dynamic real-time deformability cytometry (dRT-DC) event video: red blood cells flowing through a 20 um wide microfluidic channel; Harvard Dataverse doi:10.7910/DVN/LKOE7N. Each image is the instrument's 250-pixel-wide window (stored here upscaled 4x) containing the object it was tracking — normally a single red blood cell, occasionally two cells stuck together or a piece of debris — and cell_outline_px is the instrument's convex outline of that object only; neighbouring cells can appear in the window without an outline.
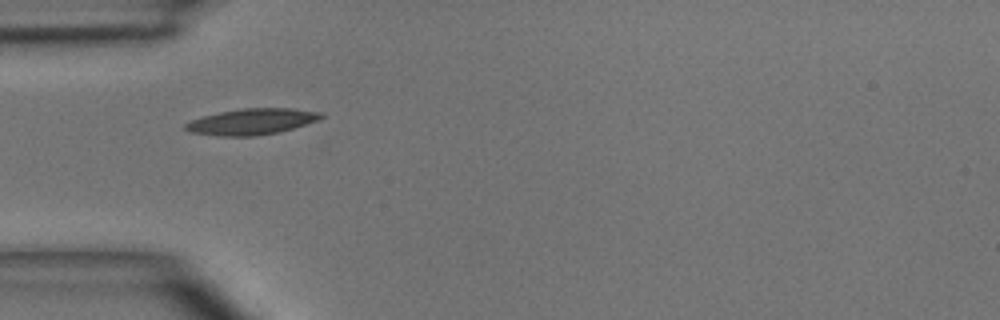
{"species": "common noctule bat (a hibernating species)", "species_latin": "Nyctalus noctula", "temperature_condition": "room temperature", "stored_images_in_passage": 4, "camera_frame_rate_fps": 3000, "um_per_image_px": 0.085, "animal": {"sex": "male", "body_mass_g": 15.6}, "frame": {"image": 1, "passage_image": 1, "time_ms": 0.0, "image_size_px": [1000, 320], "cell_outline_px": [[324, 116], [316, 120], [292, 128], [276, 132], [256, 136], [220, 136], [192, 132], [184, 128], [184, 124], [192, 120], [204, 116], [220, 112], [244, 108], [292, 108], [324, 112]], "centroid_in_image_um": [21.41, 10.33], "position_along_channel_um": 63.6, "area_um2": 20.29}}
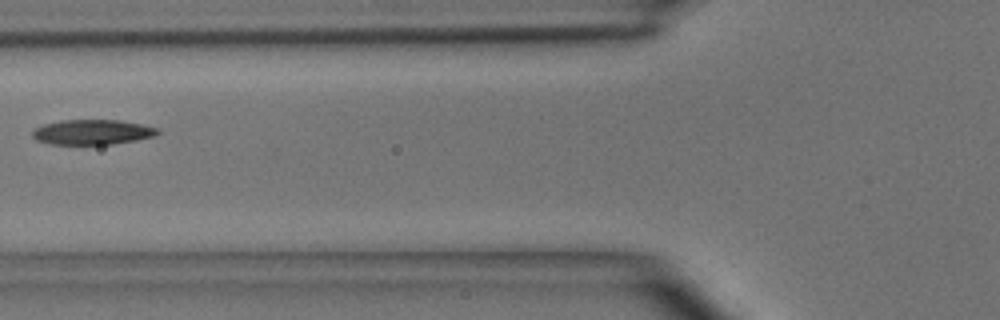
{"frame": {"image": 2, "passage_image": 2, "time_ms": 1.333, "image_size_px": [1000, 320], "cell_outline_px": [[160, 132], [152, 136], [136, 140], [112, 144], [52, 144], [36, 140], [32, 136], [32, 128], [44, 124], [60, 120], [120, 120], [160, 128]], "centroid_in_image_um": [7.82, 11.22], "position_along_channel_um": 118.0, "area_um2": 18.26}}